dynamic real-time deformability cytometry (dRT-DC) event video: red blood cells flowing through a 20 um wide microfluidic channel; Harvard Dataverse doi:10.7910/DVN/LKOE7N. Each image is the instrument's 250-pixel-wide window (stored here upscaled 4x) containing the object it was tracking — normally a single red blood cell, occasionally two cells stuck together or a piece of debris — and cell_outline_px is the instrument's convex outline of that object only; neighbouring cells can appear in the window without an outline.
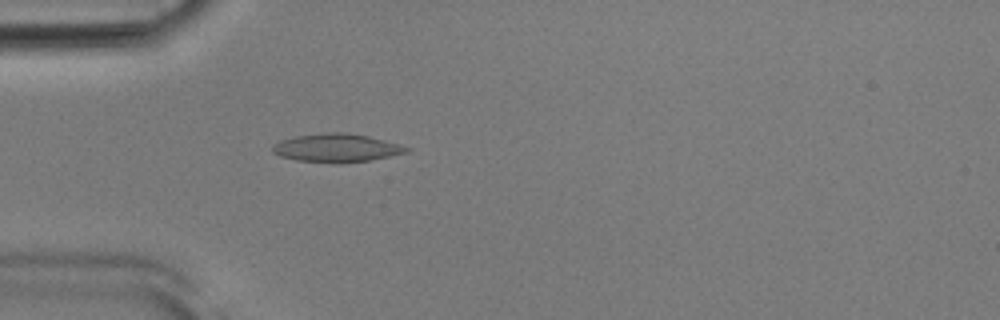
{"species": "Egyptian fruit bat (a non-hibernating species)", "species_latin": "Rousettus aegyptiacus", "temperature_condition": "room temperature", "stored_images_in_passage": 52, "camera_frame_rate_fps": 3000, "um_per_image_px": 0.085, "animal": {"sex": "male"}, "frame": {"image": 1, "passage_image": 15, "time_ms": 4.667, "image_size_px": [1000, 320], "cell_outline_px": [[412, 148], [408, 152], [368, 160], [340, 164], [336, 164], [296, 160], [280, 156], [272, 152], [272, 144], [280, 140], [292, 136], [328, 132], [348, 132], [368, 136], [400, 144]], "centroid_in_image_um": [28.57, 12.57], "position_along_channel_um": 56.4, "area_um2": 22.43}}
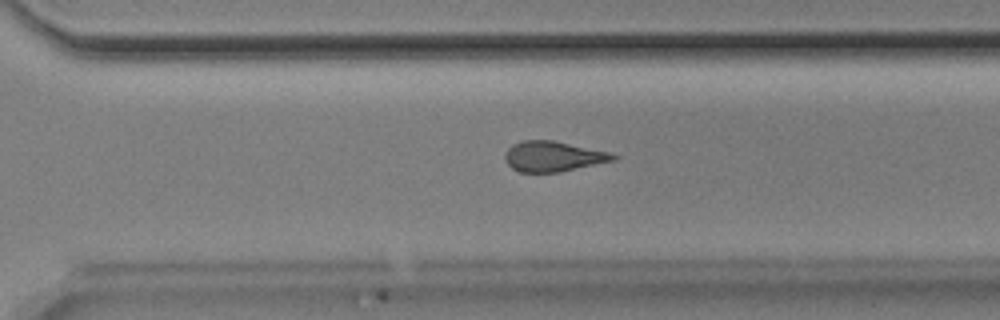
{"frame": {"image": 2, "passage_image": 36, "time_ms": 11.667, "image_size_px": [1000, 320], "cell_outline_px": [[620, 156], [616, 160], [560, 172], [520, 172], [512, 168], [508, 164], [504, 156], [508, 148], [512, 144], [524, 140], [552, 140], [612, 152]], "centroid_in_image_um": [47.06, 13.29], "position_along_channel_um": 323.5, "area_um2": 19.25}}
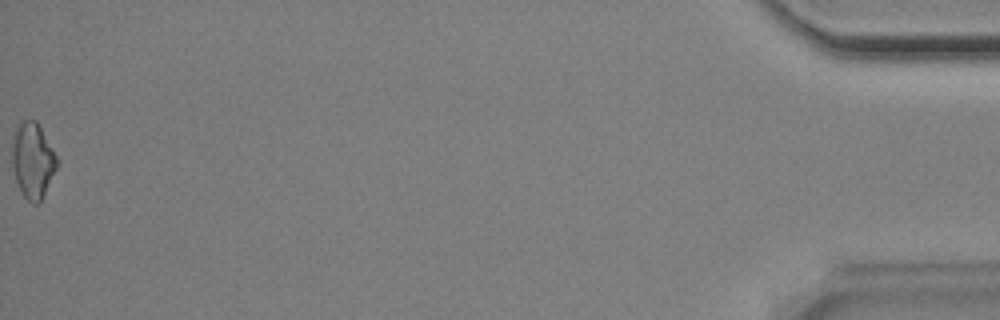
{"frame": {"image": 3, "passage_image": 52, "time_ms": 17.0, "image_size_px": [1000, 320], "cell_outline_px": [[60, 164], [40, 200], [36, 204], [32, 204], [24, 196], [16, 180], [12, 164], [12, 144], [16, 128], [20, 120], [36, 120], [60, 160]], "centroid_in_image_um": [2.81, 13.61], "position_along_channel_um": 432.4, "area_um2": 19.77}, "authors_computed_cell_mechanics": {"area_um2": 19.7098, "velocity_mm_per_s": 3.8949, "shape_relaxation_time_tau1_ms": null, "shape_relaxation_time_tau2_ms": 3.1693, "deformation_change_tau1": null, "deformation_change_tau2": 0.1115}}